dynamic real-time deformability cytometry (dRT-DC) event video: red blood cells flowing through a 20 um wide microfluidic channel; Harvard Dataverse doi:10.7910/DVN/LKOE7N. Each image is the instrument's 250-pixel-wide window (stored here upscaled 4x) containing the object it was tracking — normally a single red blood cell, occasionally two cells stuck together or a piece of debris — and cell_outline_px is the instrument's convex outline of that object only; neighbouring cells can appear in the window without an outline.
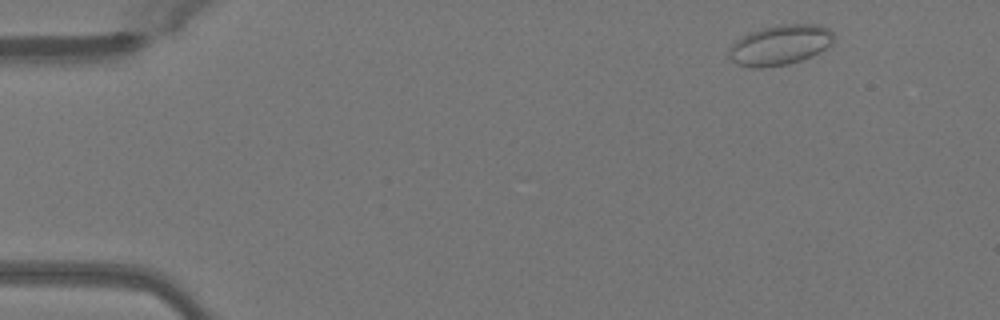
{"species": "Egyptian fruit bat (a non-hibernating species)", "species_latin": "Rousettus aegyptiacus", "temperature_condition": "warm", "stored_images_in_passage": 48, "camera_frame_rate_fps": 3000, "um_per_image_px": 0.085, "animal": {"sex": "female"}, "frame": {"image": 1, "passage_image": 3, "time_ms": 0.667, "image_size_px": [1000, 320], "cell_outline_px": [[832, 44], [820, 52], [812, 56], [788, 64], [764, 68], [748, 68], [736, 64], [728, 56], [728, 52], [732, 44], [736, 40], [748, 32], [760, 28], [776, 24], [816, 24], [828, 28], [832, 32]], "centroid_in_image_um": [66.26, 3.83], "position_along_channel_um": 18.7, "area_um2": 24.8}}
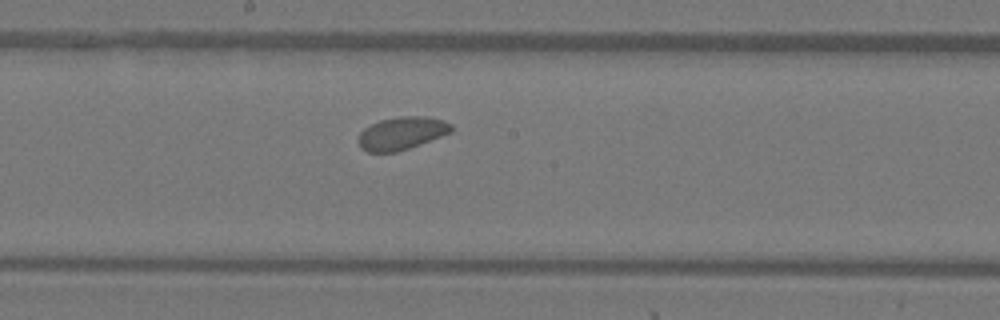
{"frame": {"image": 2, "passage_image": 25, "time_ms": 8.0, "image_size_px": [1000, 320], "cell_outline_px": [[452, 132], [420, 144], [396, 152], [368, 152], [360, 148], [360, 132], [364, 128], [380, 120], [404, 116], [424, 116], [444, 120], [452, 124]], "centroid_in_image_um": [34.17, 11.32], "position_along_channel_um": 214.0, "area_um2": 17.57}}
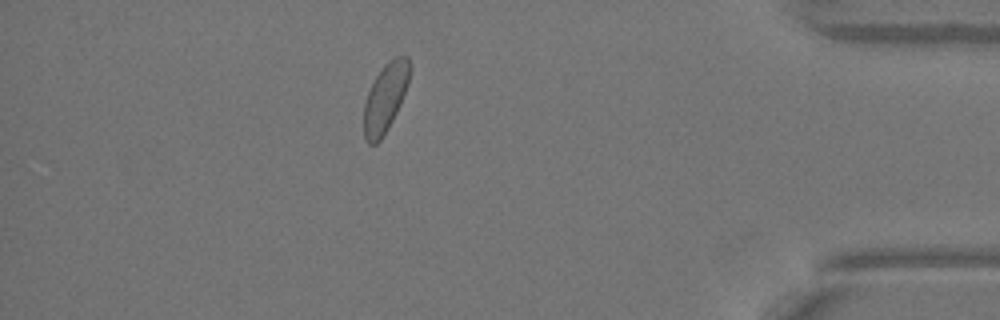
{"frame": {"image": 3, "passage_image": 42, "time_ms": 13.667, "image_size_px": [1000, 320], "cell_outline_px": [[408, 84], [400, 104], [388, 128], [380, 140], [376, 144], [368, 144], [364, 140], [364, 104], [368, 92], [376, 76], [384, 64], [396, 56], [408, 56]], "centroid_in_image_um": [32.72, 8.35], "position_along_channel_um": 402.5, "area_um2": 17.98}}